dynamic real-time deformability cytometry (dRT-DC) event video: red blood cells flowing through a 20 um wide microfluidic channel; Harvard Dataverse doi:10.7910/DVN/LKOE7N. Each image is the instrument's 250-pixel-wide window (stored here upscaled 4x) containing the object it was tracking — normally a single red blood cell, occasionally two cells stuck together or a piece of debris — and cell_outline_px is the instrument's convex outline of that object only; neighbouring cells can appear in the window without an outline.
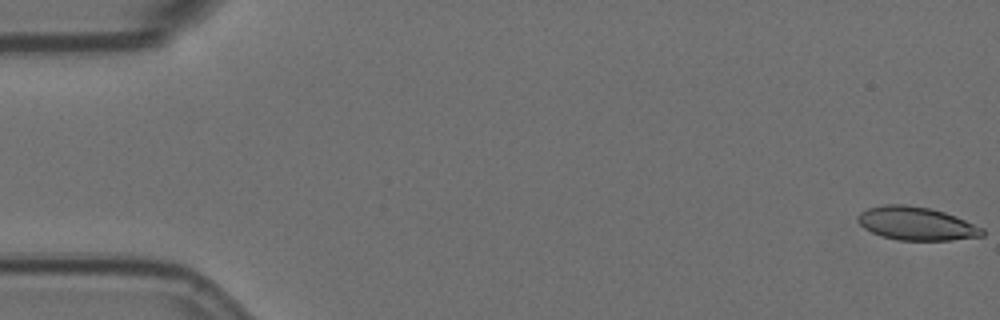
{"species": "Egyptian fruit bat (a non-hibernating species)", "species_latin": "Rousettus aegyptiacus", "temperature_condition": "room temperature", "stored_images_in_passage": 58, "camera_frame_rate_fps": 3000, "um_per_image_px": 0.085, "animal": {"sex": "female"}, "frame": {"image": 1, "passage_image": 1, "time_ms": 0.0, "image_size_px": [1000, 320], "cell_outline_px": [[984, 236], [952, 240], [900, 240], [880, 236], [864, 228], [856, 220], [856, 216], [860, 212], [868, 208], [884, 204], [904, 204], [928, 208], [944, 212], [956, 216], [984, 228]], "centroid_in_image_um": [77.88, 19.0], "position_along_channel_um": 7.1, "area_um2": 24.28}}
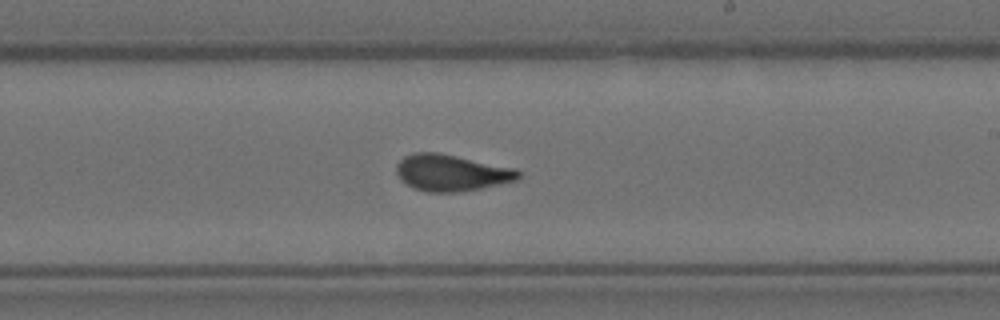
{"frame": {"image": 2, "passage_image": 34, "time_ms": 11.0, "image_size_px": [1000, 320], "cell_outline_px": [[520, 176], [516, 180], [480, 188], [460, 192], [428, 192], [416, 188], [400, 180], [396, 172], [396, 164], [404, 156], [416, 152], [436, 152], [516, 168], [520, 172]], "centroid_in_image_um": [38.35, 14.68], "position_along_channel_um": 250.7, "area_um2": 25.72}}
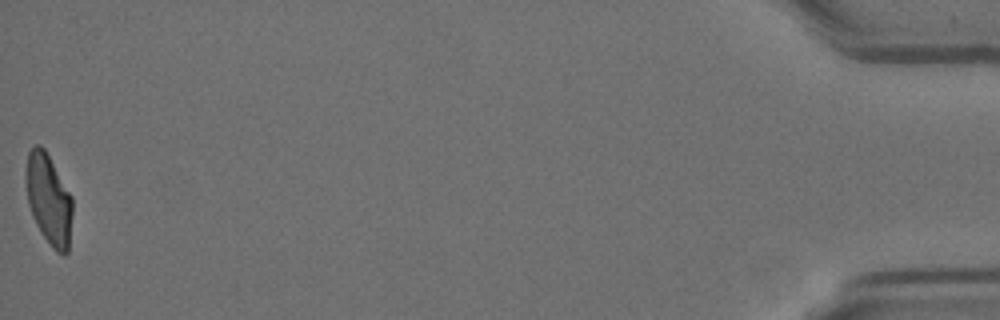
{"frame": {"image": 3, "passage_image": 58, "time_ms": 19.0, "image_size_px": [1000, 320], "cell_outline_px": [[72, 212], [68, 252], [64, 256], [56, 252], [52, 248], [40, 232], [32, 216], [28, 204], [24, 176], [28, 152], [36, 144], [40, 144], [44, 148], [72, 196]], "centroid_in_image_um": [4.12, 16.96], "position_along_channel_um": 431.1, "area_um2": 24.8}, "authors_computed_cell_mechanics": {"area_um2": 25.1141, "velocity_mm_per_s": 3.5223, "shape_relaxation_time_tau1_ms": 5.3827, "shape_relaxation_time_tau2_ms": 1.1033, "deformation_change_tau1": 0.1781, "deformation_change_tau2": 0.0874}}